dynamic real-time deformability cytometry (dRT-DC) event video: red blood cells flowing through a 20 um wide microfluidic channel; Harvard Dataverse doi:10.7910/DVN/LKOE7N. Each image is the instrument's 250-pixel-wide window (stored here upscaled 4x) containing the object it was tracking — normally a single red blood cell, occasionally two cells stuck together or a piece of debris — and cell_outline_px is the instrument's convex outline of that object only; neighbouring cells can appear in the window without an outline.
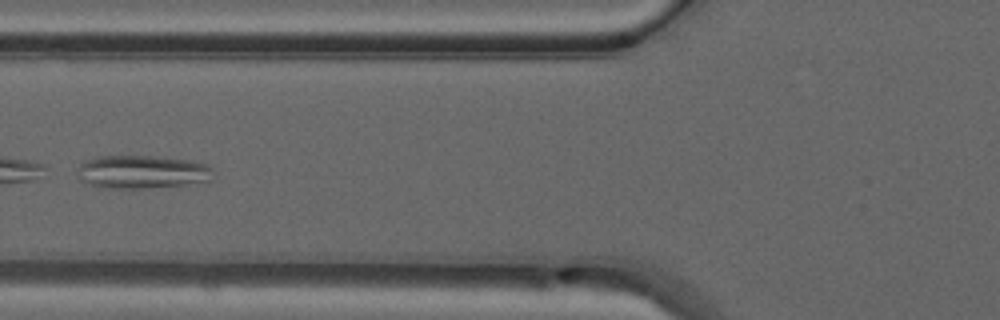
{"species": "common noctule bat (a hibernating species)", "species_latin": "Nyctalus noctula", "temperature_condition": "warm", "stored_images_in_passage": 45, "camera_frame_rate_fps": 3000, "um_per_image_px": 0.085, "animal": {"sex": "male", "forearm_length_mm": 52.5}, "frame": {"image": 1, "passage_image": 15, "time_ms": 4.667, "image_size_px": [1000, 320], "cell_outline_px": [[212, 180], [184, 184], [140, 188], [100, 188], [80, 180], [76, 172], [80, 164], [84, 160], [96, 156], [152, 156], [192, 160], [208, 164], [212, 168]], "centroid_in_image_um": [12.04, 14.6], "position_along_channel_um": 113.8, "area_um2": 26.41}}